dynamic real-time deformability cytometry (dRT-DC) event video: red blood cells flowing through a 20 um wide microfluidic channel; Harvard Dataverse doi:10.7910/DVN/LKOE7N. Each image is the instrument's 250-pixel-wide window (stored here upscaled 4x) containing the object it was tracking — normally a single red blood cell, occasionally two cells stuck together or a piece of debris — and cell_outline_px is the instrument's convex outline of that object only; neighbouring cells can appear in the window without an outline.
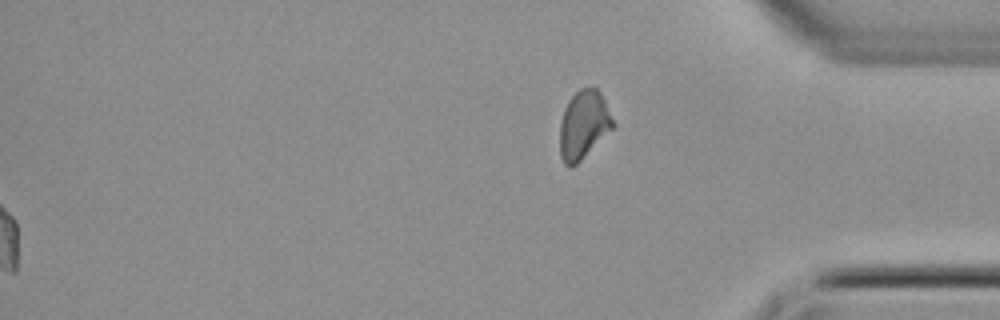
{"species": "common noctule bat (a hibernating species)", "species_latin": "Nyctalus noctula", "temperature_condition": "cold", "stored_images_in_passage": 37, "segment_of_instrument_passage": [2, 2], "camera_frame_rate_fps": 3000, "um_per_image_px": 0.085, "animal": {"sex": "female", "body_mass_g": 22.7, "forearm_length_mm": 54.2}, "frame": {"image": 1, "passage_image": 37, "time_ms": 12.0, "image_size_px": [1000, 320], "cell_outline_px": [[616, 124], [572, 168], [568, 168], [564, 164], [560, 156], [560, 124], [564, 108], [568, 100], [580, 88], [596, 88], [600, 92]], "centroid_in_image_um": [49.58, 10.61], "position_along_channel_um": 385.6, "area_um2": 20.92}}